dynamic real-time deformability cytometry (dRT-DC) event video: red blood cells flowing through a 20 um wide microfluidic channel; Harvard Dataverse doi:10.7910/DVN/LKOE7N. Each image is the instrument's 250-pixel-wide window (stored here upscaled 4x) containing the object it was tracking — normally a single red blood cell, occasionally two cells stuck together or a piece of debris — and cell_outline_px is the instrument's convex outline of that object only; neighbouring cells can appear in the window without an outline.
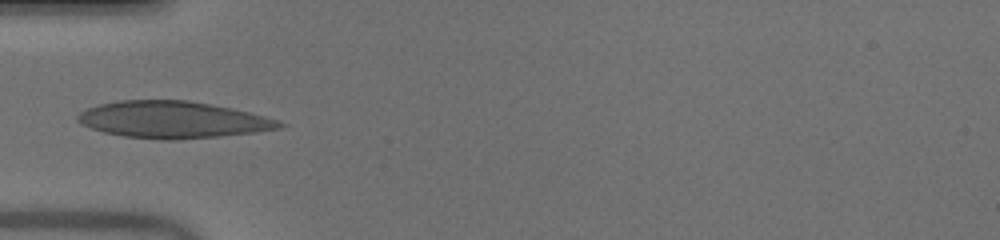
{"species": "human", "species_latin": "Homo sapiens", "temperature_condition": "warm", "stored_images_in_passage": 32, "camera_frame_rate_fps": 3000, "um_per_image_px": 0.085, "donor": {"sex": "male"}, "frame": {"image": 1, "passage_image": 1, "time_ms": 0.0, "image_size_px": [1000, 240], "cell_outline_px": [[288, 124], [280, 128], [256, 132], [216, 136], [168, 140], [124, 136], [104, 132], [80, 124], [76, 120], [76, 116], [80, 112], [88, 108], [100, 104], [120, 100], [188, 100], [232, 108], [280, 120]], "centroid_in_image_um": [14.69, 10.17], "position_along_channel_um": 70.3, "area_um2": 43.0}}
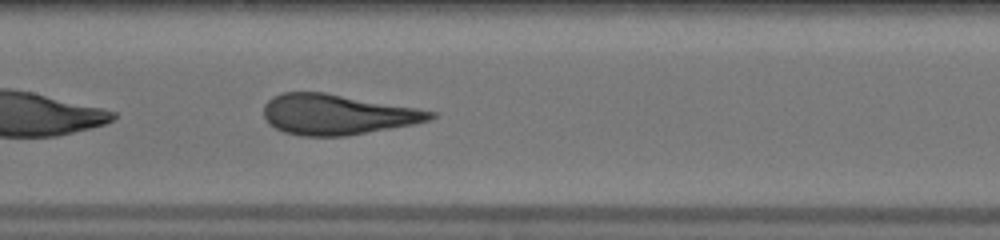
{"frame": {"image": 2, "passage_image": 9, "time_ms": 2.667, "image_size_px": [1000, 240], "cell_outline_px": [[436, 116], [432, 120], [412, 124], [344, 136], [300, 136], [284, 132], [268, 124], [264, 116], [264, 104], [272, 96], [280, 92], [324, 92], [416, 108], [436, 112]], "centroid_in_image_um": [28.61, 9.72], "position_along_channel_um": 178.8, "area_um2": 39.07}}
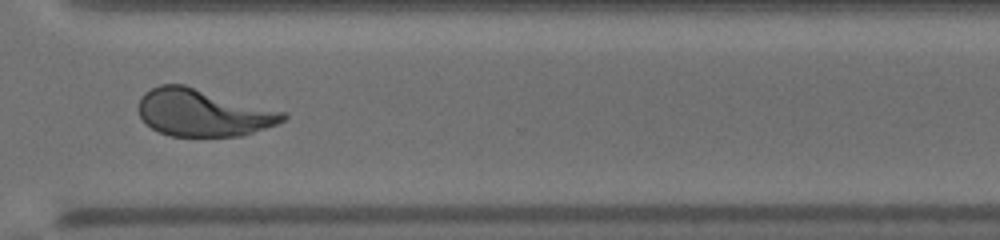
{"frame": {"image": 3, "passage_image": 22, "time_ms": 7.0, "image_size_px": [1000, 240], "cell_outline_px": [[288, 116], [284, 120], [276, 124], [240, 136], [172, 136], [160, 132], [152, 128], [140, 116], [136, 108], [140, 96], [144, 92], [160, 84], [184, 84], [288, 112]], "centroid_in_image_um": [17.25, 9.56], "position_along_channel_um": 353.3, "area_um2": 40.0}}